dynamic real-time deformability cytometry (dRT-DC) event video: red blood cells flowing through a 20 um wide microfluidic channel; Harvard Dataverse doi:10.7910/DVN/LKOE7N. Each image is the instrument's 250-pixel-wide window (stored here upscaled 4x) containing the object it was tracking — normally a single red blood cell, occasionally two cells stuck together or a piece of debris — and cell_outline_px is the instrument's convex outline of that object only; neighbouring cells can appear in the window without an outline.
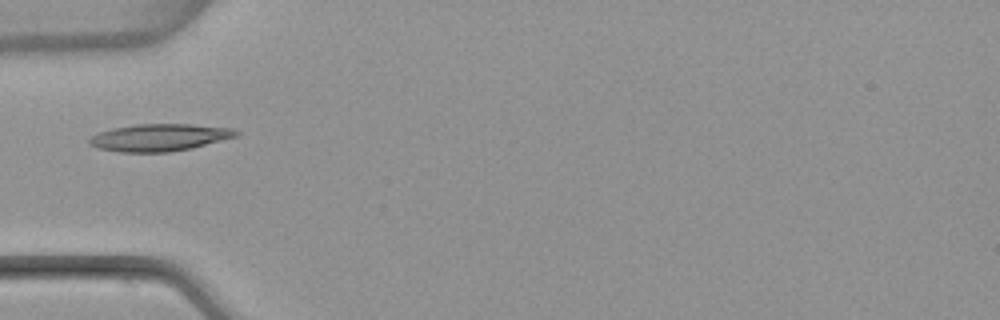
{"species": "common noctule bat (a hibernating species)", "species_latin": "Nyctalus noctula", "temperature_condition": "warm", "stored_images_in_passage": 6, "camera_frame_rate_fps": 3000, "um_per_image_px": 0.085, "animal": {"sex": "female", "body_mass_g": 22.7, "forearm_length_mm": 54.2}, "frame": {"image": 1, "passage_image": 5, "time_ms": 5.0, "image_size_px": [1000, 320], "cell_outline_px": [[240, 132], [236, 136], [192, 148], [172, 152], [120, 152], [100, 148], [88, 144], [88, 140], [92, 136], [100, 132], [112, 128], [136, 124], [192, 124], [232, 128]], "centroid_in_image_um": [13.55, 11.68], "position_along_channel_um": 71.4, "area_um2": 23.18}}
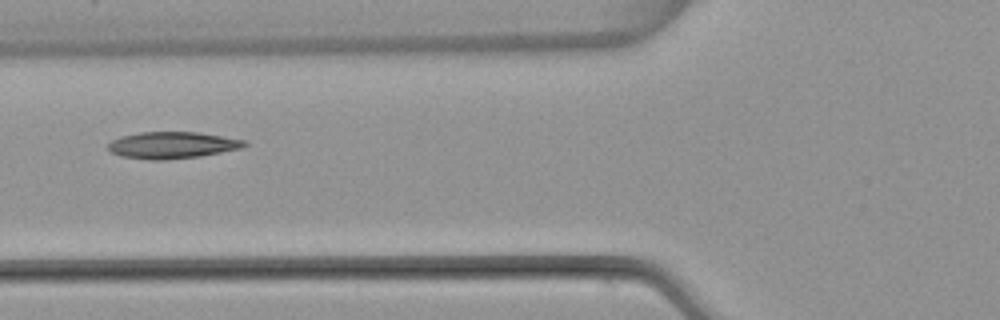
{"frame": {"image": 2, "passage_image": 6, "time_ms": 6.0, "image_size_px": [1000, 320], "cell_outline_px": [[248, 144], [240, 148], [200, 156], [164, 160], [148, 160], [120, 156], [112, 152], [108, 148], [108, 144], [112, 140], [120, 136], [140, 132], [200, 132], [248, 140]], "centroid_in_image_um": [14.65, 12.33], "position_along_channel_um": 111.2, "area_um2": 21.33}}